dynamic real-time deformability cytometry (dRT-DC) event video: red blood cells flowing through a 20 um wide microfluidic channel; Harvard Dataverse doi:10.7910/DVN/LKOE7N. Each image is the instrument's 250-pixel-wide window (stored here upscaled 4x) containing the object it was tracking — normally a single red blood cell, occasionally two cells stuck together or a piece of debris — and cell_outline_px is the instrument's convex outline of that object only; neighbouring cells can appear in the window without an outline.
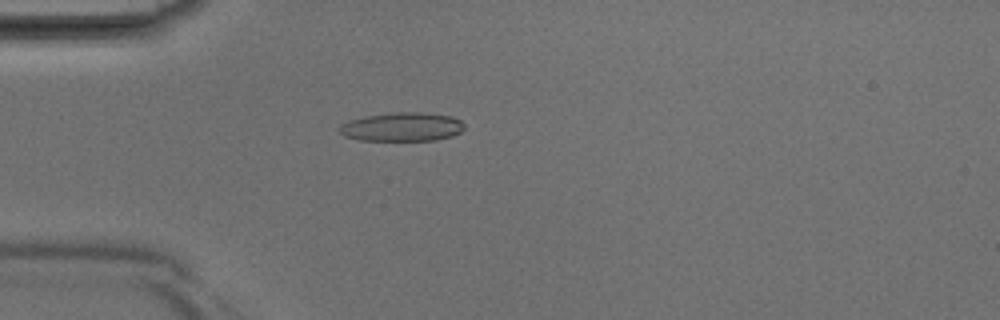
{"species": "Egyptian fruit bat (a non-hibernating species)", "species_latin": "Rousettus aegyptiacus", "temperature_condition": "room temperature", "stored_images_in_passage": 35, "camera_frame_rate_fps": 3000, "um_per_image_px": 0.085, "animal": {"sex": "male"}, "frame": {"image": 1, "passage_image": 6, "time_ms": 1.667, "image_size_px": [1000, 320], "cell_outline_px": [[464, 128], [460, 132], [452, 136], [436, 140], [360, 140], [344, 136], [340, 132], [340, 124], [364, 116], [392, 112], [420, 112], [452, 116], [460, 120], [464, 124]], "centroid_in_image_um": [34.19, 10.78], "position_along_channel_um": 50.8, "area_um2": 20.92}}
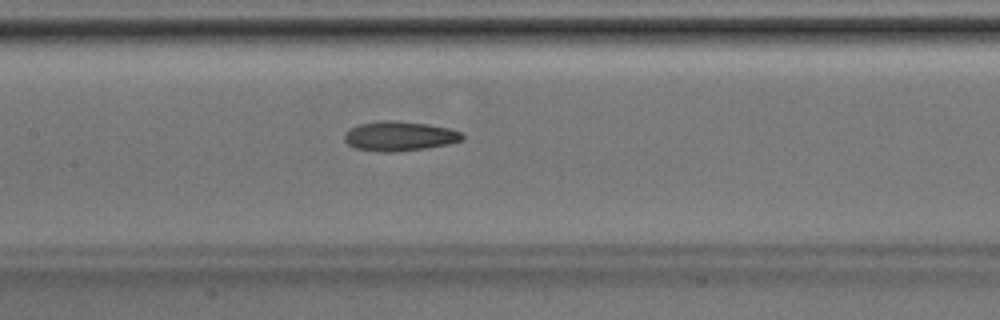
{"frame": {"image": 2, "passage_image": 14, "time_ms": 4.333, "image_size_px": [1000, 320], "cell_outline_px": [[464, 140], [448, 144], [424, 148], [396, 152], [384, 152], [356, 148], [348, 144], [344, 140], [344, 132], [348, 128], [360, 124], [380, 120], [396, 120], [428, 124], [448, 128], [460, 132], [464, 136]], "centroid_in_image_um": [33.93, 11.56], "position_along_channel_um": 173.5, "area_um2": 20.4}}
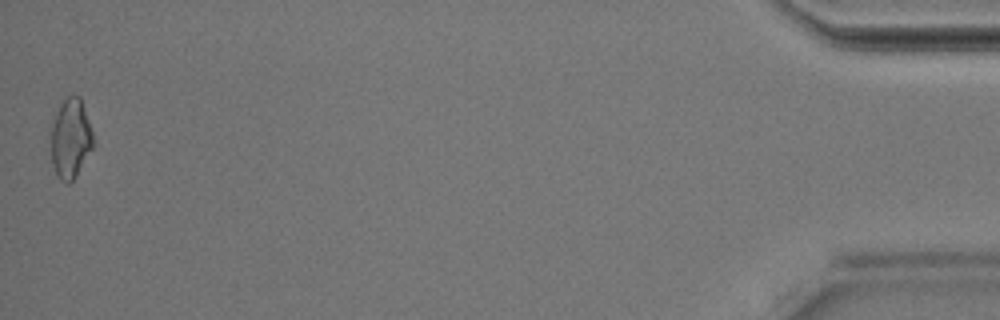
{"frame": {"image": 3, "passage_image": 35, "time_ms": 11.333, "image_size_px": [1000, 320], "cell_outline_px": [[92, 148], [72, 180], [68, 184], [60, 180], [56, 176], [52, 164], [48, 136], [48, 132], [60, 104], [68, 96], [80, 96], [92, 132]], "centroid_in_image_um": [5.92, 11.78], "position_along_channel_um": 429.3, "area_um2": 19.65}}